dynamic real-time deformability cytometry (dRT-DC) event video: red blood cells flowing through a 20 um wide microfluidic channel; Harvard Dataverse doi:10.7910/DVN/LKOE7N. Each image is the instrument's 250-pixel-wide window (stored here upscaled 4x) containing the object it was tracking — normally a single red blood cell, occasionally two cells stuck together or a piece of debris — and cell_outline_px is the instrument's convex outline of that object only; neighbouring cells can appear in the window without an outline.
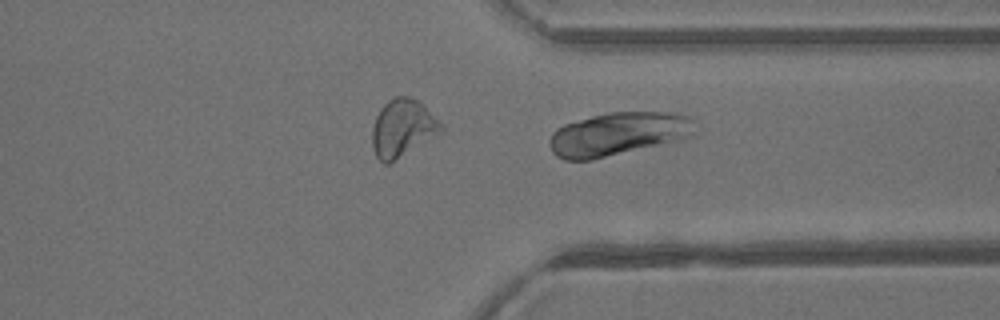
{"species": "common noctule bat (a hibernating species)", "species_latin": "Nyctalus noctula", "temperature_condition": "warm", "stored_images_in_passage": 19, "camera_frame_rate_fps": 3000, "um_per_image_px": 0.085, "animal": {"sex": "male", "body_mass_g": 13.3}, "frame": {"image": 1, "passage_image": 19, "time_ms": 6.0, "image_size_px": [1000, 320], "cell_outline_px": [[700, 132], [692, 136], [680, 140], [592, 160], [564, 160], [556, 156], [552, 152], [552, 132], [556, 128], [564, 124], [592, 116], [608, 112], [676, 112], [688, 116], [692, 120]], "centroid_in_image_um": [52.62, 11.38], "position_along_channel_um": 358.8, "area_um2": 36.93}}